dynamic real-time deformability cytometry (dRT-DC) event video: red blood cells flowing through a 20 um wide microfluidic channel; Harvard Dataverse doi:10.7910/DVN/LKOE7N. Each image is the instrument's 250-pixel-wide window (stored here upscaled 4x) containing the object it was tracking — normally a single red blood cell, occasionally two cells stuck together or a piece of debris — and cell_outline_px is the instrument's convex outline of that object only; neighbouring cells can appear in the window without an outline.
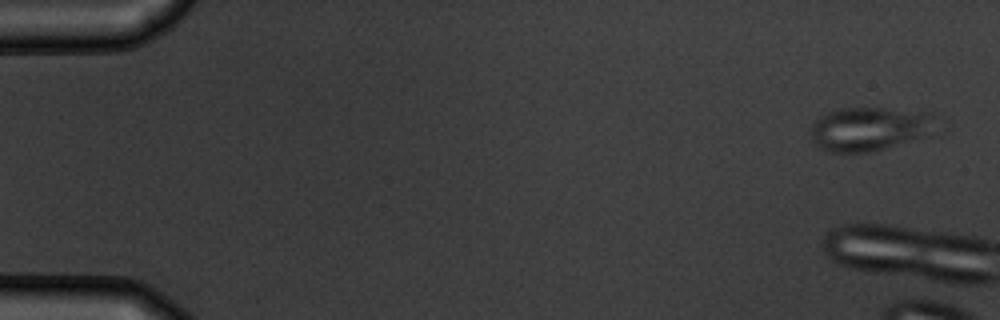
{"species": "common noctule bat (a hibernating species)", "species_latin": "Nyctalus noctula", "temperature_condition": "warm", "stored_images_in_passage": 4, "camera_frame_rate_fps": 3000, "um_per_image_px": 0.085, "animal": {"sex": "male", "body_mass_g": 19.5, "forearm_length_mm": 54.6}, "frame": {"image": 1, "passage_image": 1, "time_ms": 0.0, "image_size_px": [1000, 320], "cell_outline_px": [[932, 136], [868, 152], [828, 152], [820, 148], [816, 144], [812, 136], [812, 124], [820, 116], [828, 112], [840, 108], [884, 108], [932, 112]], "centroid_in_image_um": [73.92, 10.95], "position_along_channel_um": 11.1, "area_um2": 31.91}}